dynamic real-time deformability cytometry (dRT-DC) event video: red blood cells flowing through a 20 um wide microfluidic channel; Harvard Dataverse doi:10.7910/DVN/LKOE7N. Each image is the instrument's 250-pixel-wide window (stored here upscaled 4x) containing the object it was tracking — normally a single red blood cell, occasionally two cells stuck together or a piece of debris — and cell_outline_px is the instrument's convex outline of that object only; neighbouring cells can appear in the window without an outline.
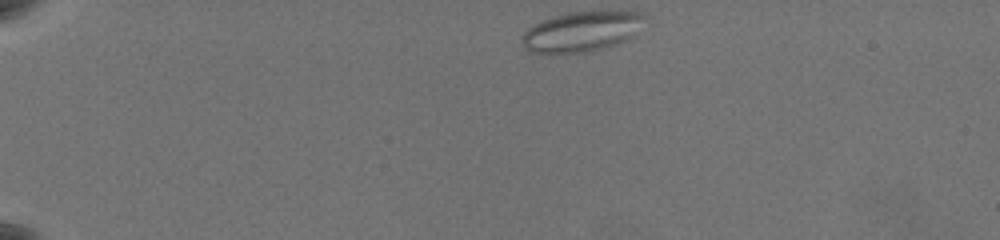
{"species": "common noctule bat (a hibernating species)", "species_latin": "Nyctalus noctula", "temperature_condition": "warm", "stored_images_in_passage": 48, "camera_frame_rate_fps": 3000, "um_per_image_px": 0.085, "animal": {"sex": "female", "body_mass_g": 19.5, "forearm_length_mm": 54.1}, "frame": {"image": 1, "passage_image": 1, "time_ms": 0.0, "image_size_px": [1000, 240], "cell_outline_px": [[648, 16], [632, 36], [616, 44], [584, 52], [532, 52], [520, 40], [524, 32], [532, 24], [552, 16], [572, 12], [640, 12]], "centroid_in_image_um": [49.43, 2.66], "position_along_channel_um": 35.6, "area_um2": 27.98}}
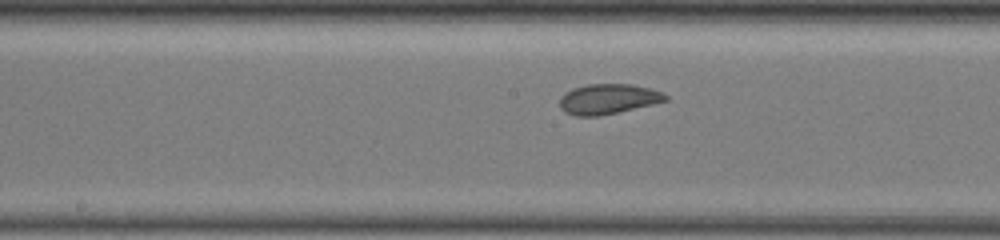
{"frame": {"image": 2, "passage_image": 22, "time_ms": 7.0, "image_size_px": [1000, 240], "cell_outline_px": [[668, 100], [652, 104], [600, 116], [576, 116], [564, 112], [560, 108], [560, 96], [564, 92], [572, 88], [588, 84], [632, 84], [652, 88], [664, 92], [668, 96]], "centroid_in_image_um": [51.68, 8.4], "position_along_channel_um": 196.5, "area_um2": 18.79}}
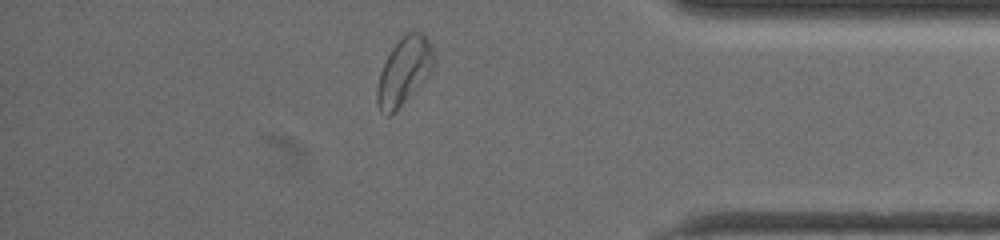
{"frame": {"image": 3, "passage_image": 41, "time_ms": 13.333, "image_size_px": [1000, 240], "cell_outline_px": [[432, 68], [424, 80], [396, 112], [388, 116], [384, 116], [380, 112], [376, 100], [376, 92], [380, 72], [392, 48], [408, 32], [420, 32], [432, 44]], "centroid_in_image_um": [34.3, 6.11], "position_along_channel_um": 400.9, "area_um2": 21.73}, "authors_computed_cell_mechanics": {"area_um2": 21.0392, "velocity_mm_per_s": 3.528, "shape_relaxation_time_tau1_ms": null, "shape_relaxation_time_tau2_ms": 1.8659, "deformation_change_tau1": null, "deformation_change_tau2": 0.07}}